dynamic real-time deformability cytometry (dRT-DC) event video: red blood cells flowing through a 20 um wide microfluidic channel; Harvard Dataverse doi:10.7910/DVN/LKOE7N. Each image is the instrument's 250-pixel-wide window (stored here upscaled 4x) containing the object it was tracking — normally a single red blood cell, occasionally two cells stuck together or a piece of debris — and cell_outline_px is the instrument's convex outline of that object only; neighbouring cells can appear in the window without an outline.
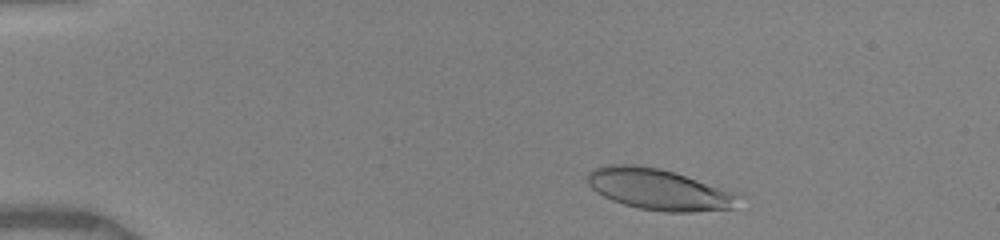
{"species": "human", "species_latin": "Homo sapiens", "temperature_condition": "warm", "stored_images_in_passage": 16, "camera_frame_rate_fps": 3000, "um_per_image_px": 0.085, "donor": {"sex": "female"}, "frame": {"image": 1, "passage_image": 4, "time_ms": 1.0, "image_size_px": [1000, 240], "cell_outline_px": [[740, 192], [736, 208], [692, 212], [664, 212], [640, 208], [624, 204], [612, 200], [596, 192], [588, 184], [588, 172], [592, 168], [604, 164], [632, 164], [660, 168]], "centroid_in_image_um": [56.03, 16.09], "position_along_channel_um": 29.0, "area_um2": 36.59}}
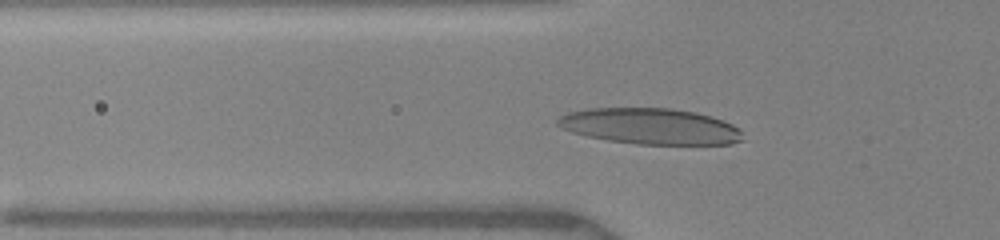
{"frame": {"image": 2, "passage_image": 13, "time_ms": 4.0, "image_size_px": [1000, 240], "cell_outline_px": [[744, 140], [732, 144], [636, 144], [608, 140], [588, 136], [572, 132], [560, 128], [556, 124], [556, 120], [560, 116], [568, 112], [588, 108], [672, 108], [696, 112], [712, 116], [724, 120], [740, 128]], "centroid_in_image_um": [55.3, 10.73], "position_along_channel_um": 70.5, "area_um2": 39.13}}
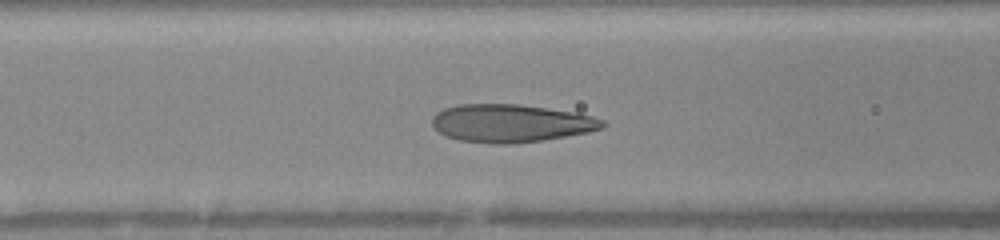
{"frame": {"image": 3, "passage_image": 15, "time_ms": 5.333, "image_size_px": [1000, 240], "cell_outline_px": [[608, 124], [600, 128], [588, 132], [540, 140], [512, 144], [496, 144], [460, 140], [444, 136], [432, 128], [432, 116], [436, 112], [444, 108], [460, 104], [520, 104], [576, 112], [592, 116], [604, 120]], "centroid_in_image_um": [43.39, 10.47], "position_along_channel_um": 123.2, "area_um2": 37.8}}